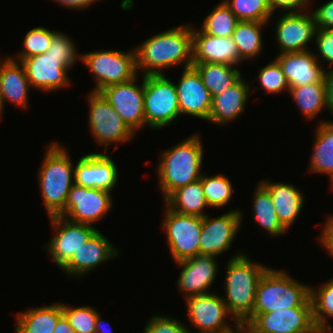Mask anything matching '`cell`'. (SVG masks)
Masks as SVG:
<instances>
[{
	"instance_id": "cell-19",
	"label": "cell",
	"mask_w": 333,
	"mask_h": 333,
	"mask_svg": "<svg viewBox=\"0 0 333 333\" xmlns=\"http://www.w3.org/2000/svg\"><path fill=\"white\" fill-rule=\"evenodd\" d=\"M118 170L108 153L91 152L82 156L75 164L74 183L112 192L117 185Z\"/></svg>"
},
{
	"instance_id": "cell-46",
	"label": "cell",
	"mask_w": 333,
	"mask_h": 333,
	"mask_svg": "<svg viewBox=\"0 0 333 333\" xmlns=\"http://www.w3.org/2000/svg\"><path fill=\"white\" fill-rule=\"evenodd\" d=\"M323 231H321L319 244L326 249V251L333 256V215H329L324 222Z\"/></svg>"
},
{
	"instance_id": "cell-5",
	"label": "cell",
	"mask_w": 333,
	"mask_h": 333,
	"mask_svg": "<svg viewBox=\"0 0 333 333\" xmlns=\"http://www.w3.org/2000/svg\"><path fill=\"white\" fill-rule=\"evenodd\" d=\"M59 142L50 143L38 171V184L48 217L59 215L65 208L74 184V166L69 150Z\"/></svg>"
},
{
	"instance_id": "cell-2",
	"label": "cell",
	"mask_w": 333,
	"mask_h": 333,
	"mask_svg": "<svg viewBox=\"0 0 333 333\" xmlns=\"http://www.w3.org/2000/svg\"><path fill=\"white\" fill-rule=\"evenodd\" d=\"M201 139L196 133L160 153L157 178L164 200L178 188L200 180L204 173Z\"/></svg>"
},
{
	"instance_id": "cell-29",
	"label": "cell",
	"mask_w": 333,
	"mask_h": 333,
	"mask_svg": "<svg viewBox=\"0 0 333 333\" xmlns=\"http://www.w3.org/2000/svg\"><path fill=\"white\" fill-rule=\"evenodd\" d=\"M164 205L169 209L186 215L204 217L207 213L204 209L208 207L203 193L201 180L187 184L172 192L165 200Z\"/></svg>"
},
{
	"instance_id": "cell-13",
	"label": "cell",
	"mask_w": 333,
	"mask_h": 333,
	"mask_svg": "<svg viewBox=\"0 0 333 333\" xmlns=\"http://www.w3.org/2000/svg\"><path fill=\"white\" fill-rule=\"evenodd\" d=\"M49 219L55 235L44 248L60 269L98 229L88 224L69 221L59 215L50 216Z\"/></svg>"
},
{
	"instance_id": "cell-40",
	"label": "cell",
	"mask_w": 333,
	"mask_h": 333,
	"mask_svg": "<svg viewBox=\"0 0 333 333\" xmlns=\"http://www.w3.org/2000/svg\"><path fill=\"white\" fill-rule=\"evenodd\" d=\"M260 88L266 93H280L282 91H289L290 84L285 77L283 70L276 59L271 63L261 68L258 75Z\"/></svg>"
},
{
	"instance_id": "cell-24",
	"label": "cell",
	"mask_w": 333,
	"mask_h": 333,
	"mask_svg": "<svg viewBox=\"0 0 333 333\" xmlns=\"http://www.w3.org/2000/svg\"><path fill=\"white\" fill-rule=\"evenodd\" d=\"M254 88L242 77L230 88L212 97L208 122L226 125L236 120L245 110L249 93Z\"/></svg>"
},
{
	"instance_id": "cell-39",
	"label": "cell",
	"mask_w": 333,
	"mask_h": 333,
	"mask_svg": "<svg viewBox=\"0 0 333 333\" xmlns=\"http://www.w3.org/2000/svg\"><path fill=\"white\" fill-rule=\"evenodd\" d=\"M61 306L63 314L76 333H95L98 310L88 305L72 307L61 303Z\"/></svg>"
},
{
	"instance_id": "cell-33",
	"label": "cell",
	"mask_w": 333,
	"mask_h": 333,
	"mask_svg": "<svg viewBox=\"0 0 333 333\" xmlns=\"http://www.w3.org/2000/svg\"><path fill=\"white\" fill-rule=\"evenodd\" d=\"M268 22L238 21L232 34L240 59L253 60L263 50L262 27Z\"/></svg>"
},
{
	"instance_id": "cell-36",
	"label": "cell",
	"mask_w": 333,
	"mask_h": 333,
	"mask_svg": "<svg viewBox=\"0 0 333 333\" xmlns=\"http://www.w3.org/2000/svg\"><path fill=\"white\" fill-rule=\"evenodd\" d=\"M200 180L208 207H223L232 199L234 188L227 177L219 174L208 176L203 173Z\"/></svg>"
},
{
	"instance_id": "cell-30",
	"label": "cell",
	"mask_w": 333,
	"mask_h": 333,
	"mask_svg": "<svg viewBox=\"0 0 333 333\" xmlns=\"http://www.w3.org/2000/svg\"><path fill=\"white\" fill-rule=\"evenodd\" d=\"M192 66L200 74L212 97L230 88L242 77L240 70L232 65L193 63Z\"/></svg>"
},
{
	"instance_id": "cell-23",
	"label": "cell",
	"mask_w": 333,
	"mask_h": 333,
	"mask_svg": "<svg viewBox=\"0 0 333 333\" xmlns=\"http://www.w3.org/2000/svg\"><path fill=\"white\" fill-rule=\"evenodd\" d=\"M318 55L310 50L277 54L275 58L280 64L290 87L321 82L325 68H322Z\"/></svg>"
},
{
	"instance_id": "cell-51",
	"label": "cell",
	"mask_w": 333,
	"mask_h": 333,
	"mask_svg": "<svg viewBox=\"0 0 333 333\" xmlns=\"http://www.w3.org/2000/svg\"><path fill=\"white\" fill-rule=\"evenodd\" d=\"M318 333H333V326L331 324L320 327L317 329Z\"/></svg>"
},
{
	"instance_id": "cell-12",
	"label": "cell",
	"mask_w": 333,
	"mask_h": 333,
	"mask_svg": "<svg viewBox=\"0 0 333 333\" xmlns=\"http://www.w3.org/2000/svg\"><path fill=\"white\" fill-rule=\"evenodd\" d=\"M243 333H318L312 307H292L258 314Z\"/></svg>"
},
{
	"instance_id": "cell-50",
	"label": "cell",
	"mask_w": 333,
	"mask_h": 333,
	"mask_svg": "<svg viewBox=\"0 0 333 333\" xmlns=\"http://www.w3.org/2000/svg\"><path fill=\"white\" fill-rule=\"evenodd\" d=\"M103 321L101 319V314L98 313L97 319H96V331L95 333H113L111 329H109L108 327L111 325L109 324V322L106 321V325L108 324L109 326H105V324H103Z\"/></svg>"
},
{
	"instance_id": "cell-17",
	"label": "cell",
	"mask_w": 333,
	"mask_h": 333,
	"mask_svg": "<svg viewBox=\"0 0 333 333\" xmlns=\"http://www.w3.org/2000/svg\"><path fill=\"white\" fill-rule=\"evenodd\" d=\"M316 23L313 13H284L277 20L275 39L280 53L302 52L315 37Z\"/></svg>"
},
{
	"instance_id": "cell-21",
	"label": "cell",
	"mask_w": 333,
	"mask_h": 333,
	"mask_svg": "<svg viewBox=\"0 0 333 333\" xmlns=\"http://www.w3.org/2000/svg\"><path fill=\"white\" fill-rule=\"evenodd\" d=\"M175 86L180 114L207 121L211 110L212 96L203 84L198 71L193 66L184 68L181 78Z\"/></svg>"
},
{
	"instance_id": "cell-27",
	"label": "cell",
	"mask_w": 333,
	"mask_h": 333,
	"mask_svg": "<svg viewBox=\"0 0 333 333\" xmlns=\"http://www.w3.org/2000/svg\"><path fill=\"white\" fill-rule=\"evenodd\" d=\"M62 315L60 302L29 308L16 315L14 333H53Z\"/></svg>"
},
{
	"instance_id": "cell-44",
	"label": "cell",
	"mask_w": 333,
	"mask_h": 333,
	"mask_svg": "<svg viewBox=\"0 0 333 333\" xmlns=\"http://www.w3.org/2000/svg\"><path fill=\"white\" fill-rule=\"evenodd\" d=\"M272 13L277 10L285 13L304 12L311 6L312 0H268ZM304 10V11H303Z\"/></svg>"
},
{
	"instance_id": "cell-15",
	"label": "cell",
	"mask_w": 333,
	"mask_h": 333,
	"mask_svg": "<svg viewBox=\"0 0 333 333\" xmlns=\"http://www.w3.org/2000/svg\"><path fill=\"white\" fill-rule=\"evenodd\" d=\"M241 210H230L214 219L209 215L202 218V231L199 239V254L217 258L227 251L241 228Z\"/></svg>"
},
{
	"instance_id": "cell-41",
	"label": "cell",
	"mask_w": 333,
	"mask_h": 333,
	"mask_svg": "<svg viewBox=\"0 0 333 333\" xmlns=\"http://www.w3.org/2000/svg\"><path fill=\"white\" fill-rule=\"evenodd\" d=\"M47 54L55 57H62L70 67H73L77 60H81V53L78 54L75 43L70 37H68V35H65V33L62 32H57L53 36Z\"/></svg>"
},
{
	"instance_id": "cell-37",
	"label": "cell",
	"mask_w": 333,
	"mask_h": 333,
	"mask_svg": "<svg viewBox=\"0 0 333 333\" xmlns=\"http://www.w3.org/2000/svg\"><path fill=\"white\" fill-rule=\"evenodd\" d=\"M238 21L269 22L272 15L268 0H223Z\"/></svg>"
},
{
	"instance_id": "cell-45",
	"label": "cell",
	"mask_w": 333,
	"mask_h": 333,
	"mask_svg": "<svg viewBox=\"0 0 333 333\" xmlns=\"http://www.w3.org/2000/svg\"><path fill=\"white\" fill-rule=\"evenodd\" d=\"M317 29L333 30V0L326 2L313 11Z\"/></svg>"
},
{
	"instance_id": "cell-35",
	"label": "cell",
	"mask_w": 333,
	"mask_h": 333,
	"mask_svg": "<svg viewBox=\"0 0 333 333\" xmlns=\"http://www.w3.org/2000/svg\"><path fill=\"white\" fill-rule=\"evenodd\" d=\"M310 298L315 327L318 329L329 325L328 317L333 318V278L318 289L310 287Z\"/></svg>"
},
{
	"instance_id": "cell-49",
	"label": "cell",
	"mask_w": 333,
	"mask_h": 333,
	"mask_svg": "<svg viewBox=\"0 0 333 333\" xmlns=\"http://www.w3.org/2000/svg\"><path fill=\"white\" fill-rule=\"evenodd\" d=\"M53 333H76V332L73 330V328L69 324L68 319L63 314L59 318V320L57 322V325H56L55 330H54Z\"/></svg>"
},
{
	"instance_id": "cell-4",
	"label": "cell",
	"mask_w": 333,
	"mask_h": 333,
	"mask_svg": "<svg viewBox=\"0 0 333 333\" xmlns=\"http://www.w3.org/2000/svg\"><path fill=\"white\" fill-rule=\"evenodd\" d=\"M310 287L293 279L287 271L269 267L258 283L253 313L241 325L242 330L258 314L292 307H312Z\"/></svg>"
},
{
	"instance_id": "cell-32",
	"label": "cell",
	"mask_w": 333,
	"mask_h": 333,
	"mask_svg": "<svg viewBox=\"0 0 333 333\" xmlns=\"http://www.w3.org/2000/svg\"><path fill=\"white\" fill-rule=\"evenodd\" d=\"M288 93L307 120L313 119L327 109L326 83L321 82L290 87Z\"/></svg>"
},
{
	"instance_id": "cell-47",
	"label": "cell",
	"mask_w": 333,
	"mask_h": 333,
	"mask_svg": "<svg viewBox=\"0 0 333 333\" xmlns=\"http://www.w3.org/2000/svg\"><path fill=\"white\" fill-rule=\"evenodd\" d=\"M329 69L327 70L326 67L324 71V80L326 83L327 110H329L333 116V68Z\"/></svg>"
},
{
	"instance_id": "cell-18",
	"label": "cell",
	"mask_w": 333,
	"mask_h": 333,
	"mask_svg": "<svg viewBox=\"0 0 333 333\" xmlns=\"http://www.w3.org/2000/svg\"><path fill=\"white\" fill-rule=\"evenodd\" d=\"M175 264L182 268L177 280V288L179 292L183 293L185 299L211 293L209 288L212 286L219 270L216 257L197 254L175 262Z\"/></svg>"
},
{
	"instance_id": "cell-43",
	"label": "cell",
	"mask_w": 333,
	"mask_h": 333,
	"mask_svg": "<svg viewBox=\"0 0 333 333\" xmlns=\"http://www.w3.org/2000/svg\"><path fill=\"white\" fill-rule=\"evenodd\" d=\"M315 43L317 51L322 59L327 61L329 65H333V30L331 29H316Z\"/></svg>"
},
{
	"instance_id": "cell-14",
	"label": "cell",
	"mask_w": 333,
	"mask_h": 333,
	"mask_svg": "<svg viewBox=\"0 0 333 333\" xmlns=\"http://www.w3.org/2000/svg\"><path fill=\"white\" fill-rule=\"evenodd\" d=\"M141 86L137 76L130 81L105 87L100 91L109 104L121 116L130 129L136 133L146 126L144 115V76Z\"/></svg>"
},
{
	"instance_id": "cell-9",
	"label": "cell",
	"mask_w": 333,
	"mask_h": 333,
	"mask_svg": "<svg viewBox=\"0 0 333 333\" xmlns=\"http://www.w3.org/2000/svg\"><path fill=\"white\" fill-rule=\"evenodd\" d=\"M211 292L188 297L185 300L189 324L197 328V333H242L241 325L229 315L222 296ZM233 319V327L227 318Z\"/></svg>"
},
{
	"instance_id": "cell-25",
	"label": "cell",
	"mask_w": 333,
	"mask_h": 333,
	"mask_svg": "<svg viewBox=\"0 0 333 333\" xmlns=\"http://www.w3.org/2000/svg\"><path fill=\"white\" fill-rule=\"evenodd\" d=\"M29 88L32 89L24 66L10 56L0 58V95L4 104L9 101L22 109L28 107Z\"/></svg>"
},
{
	"instance_id": "cell-16",
	"label": "cell",
	"mask_w": 333,
	"mask_h": 333,
	"mask_svg": "<svg viewBox=\"0 0 333 333\" xmlns=\"http://www.w3.org/2000/svg\"><path fill=\"white\" fill-rule=\"evenodd\" d=\"M26 76L32 88L46 92L60 90L71 83L68 76L70 66L62 59L47 52L22 59Z\"/></svg>"
},
{
	"instance_id": "cell-11",
	"label": "cell",
	"mask_w": 333,
	"mask_h": 333,
	"mask_svg": "<svg viewBox=\"0 0 333 333\" xmlns=\"http://www.w3.org/2000/svg\"><path fill=\"white\" fill-rule=\"evenodd\" d=\"M111 192L73 184L64 210L59 214L69 221L93 226L112 209Z\"/></svg>"
},
{
	"instance_id": "cell-22",
	"label": "cell",
	"mask_w": 333,
	"mask_h": 333,
	"mask_svg": "<svg viewBox=\"0 0 333 333\" xmlns=\"http://www.w3.org/2000/svg\"><path fill=\"white\" fill-rule=\"evenodd\" d=\"M193 63H215L236 66L242 60L232 36L218 37L192 25Z\"/></svg>"
},
{
	"instance_id": "cell-28",
	"label": "cell",
	"mask_w": 333,
	"mask_h": 333,
	"mask_svg": "<svg viewBox=\"0 0 333 333\" xmlns=\"http://www.w3.org/2000/svg\"><path fill=\"white\" fill-rule=\"evenodd\" d=\"M317 125L308 171L328 175L333 185V120Z\"/></svg>"
},
{
	"instance_id": "cell-10",
	"label": "cell",
	"mask_w": 333,
	"mask_h": 333,
	"mask_svg": "<svg viewBox=\"0 0 333 333\" xmlns=\"http://www.w3.org/2000/svg\"><path fill=\"white\" fill-rule=\"evenodd\" d=\"M164 221L161 225L174 262L199 254V239L202 217L177 213L164 206Z\"/></svg>"
},
{
	"instance_id": "cell-26",
	"label": "cell",
	"mask_w": 333,
	"mask_h": 333,
	"mask_svg": "<svg viewBox=\"0 0 333 333\" xmlns=\"http://www.w3.org/2000/svg\"><path fill=\"white\" fill-rule=\"evenodd\" d=\"M263 179L260 183L269 191L279 221L289 230L304 206V195L292 184L270 182Z\"/></svg>"
},
{
	"instance_id": "cell-38",
	"label": "cell",
	"mask_w": 333,
	"mask_h": 333,
	"mask_svg": "<svg viewBox=\"0 0 333 333\" xmlns=\"http://www.w3.org/2000/svg\"><path fill=\"white\" fill-rule=\"evenodd\" d=\"M58 31H51L44 27H35L29 30L24 39H23V51L18 52L15 58L12 56L11 58L15 61L20 62L22 59H26L28 57H33L36 55L43 54L47 52L48 48L51 45L53 36Z\"/></svg>"
},
{
	"instance_id": "cell-31",
	"label": "cell",
	"mask_w": 333,
	"mask_h": 333,
	"mask_svg": "<svg viewBox=\"0 0 333 333\" xmlns=\"http://www.w3.org/2000/svg\"><path fill=\"white\" fill-rule=\"evenodd\" d=\"M258 186L255 188L253 201H252V210L253 218L256 223L261 226L267 234L269 233L272 236H280L286 233L288 230L282 225L279 221L273 200L269 191L258 182Z\"/></svg>"
},
{
	"instance_id": "cell-34",
	"label": "cell",
	"mask_w": 333,
	"mask_h": 333,
	"mask_svg": "<svg viewBox=\"0 0 333 333\" xmlns=\"http://www.w3.org/2000/svg\"><path fill=\"white\" fill-rule=\"evenodd\" d=\"M238 22L235 14L223 0L204 18L201 30L209 35L230 37Z\"/></svg>"
},
{
	"instance_id": "cell-8",
	"label": "cell",
	"mask_w": 333,
	"mask_h": 333,
	"mask_svg": "<svg viewBox=\"0 0 333 333\" xmlns=\"http://www.w3.org/2000/svg\"><path fill=\"white\" fill-rule=\"evenodd\" d=\"M89 106V129L98 145H105L104 152L112 143L131 141L135 133L109 104L100 92L90 91L87 95Z\"/></svg>"
},
{
	"instance_id": "cell-20",
	"label": "cell",
	"mask_w": 333,
	"mask_h": 333,
	"mask_svg": "<svg viewBox=\"0 0 333 333\" xmlns=\"http://www.w3.org/2000/svg\"><path fill=\"white\" fill-rule=\"evenodd\" d=\"M118 254L114 244L97 230L60 269L70 277L81 278Z\"/></svg>"
},
{
	"instance_id": "cell-42",
	"label": "cell",
	"mask_w": 333,
	"mask_h": 333,
	"mask_svg": "<svg viewBox=\"0 0 333 333\" xmlns=\"http://www.w3.org/2000/svg\"><path fill=\"white\" fill-rule=\"evenodd\" d=\"M143 333H190L192 332L179 319L172 316L154 315L147 320Z\"/></svg>"
},
{
	"instance_id": "cell-3",
	"label": "cell",
	"mask_w": 333,
	"mask_h": 333,
	"mask_svg": "<svg viewBox=\"0 0 333 333\" xmlns=\"http://www.w3.org/2000/svg\"><path fill=\"white\" fill-rule=\"evenodd\" d=\"M239 252L227 261L226 296L222 299L230 315L242 325L253 313L258 283L269 267L253 263L246 253Z\"/></svg>"
},
{
	"instance_id": "cell-48",
	"label": "cell",
	"mask_w": 333,
	"mask_h": 333,
	"mask_svg": "<svg viewBox=\"0 0 333 333\" xmlns=\"http://www.w3.org/2000/svg\"><path fill=\"white\" fill-rule=\"evenodd\" d=\"M54 2L62 5L63 7L72 9V10H81L90 7V5L96 3L100 0H53Z\"/></svg>"
},
{
	"instance_id": "cell-1",
	"label": "cell",
	"mask_w": 333,
	"mask_h": 333,
	"mask_svg": "<svg viewBox=\"0 0 333 333\" xmlns=\"http://www.w3.org/2000/svg\"><path fill=\"white\" fill-rule=\"evenodd\" d=\"M138 74L162 75L167 68L193 65V31L191 25H181L157 33L134 47ZM163 70V71H162ZM140 71V72H139Z\"/></svg>"
},
{
	"instance_id": "cell-6",
	"label": "cell",
	"mask_w": 333,
	"mask_h": 333,
	"mask_svg": "<svg viewBox=\"0 0 333 333\" xmlns=\"http://www.w3.org/2000/svg\"><path fill=\"white\" fill-rule=\"evenodd\" d=\"M81 61L92 71L96 83L93 92L107 86L124 83L138 76L135 49L129 52L98 50L81 53Z\"/></svg>"
},
{
	"instance_id": "cell-52",
	"label": "cell",
	"mask_w": 333,
	"mask_h": 333,
	"mask_svg": "<svg viewBox=\"0 0 333 333\" xmlns=\"http://www.w3.org/2000/svg\"><path fill=\"white\" fill-rule=\"evenodd\" d=\"M3 108H4V101L2 99V96L0 95V119L2 118V112H3Z\"/></svg>"
},
{
	"instance_id": "cell-7",
	"label": "cell",
	"mask_w": 333,
	"mask_h": 333,
	"mask_svg": "<svg viewBox=\"0 0 333 333\" xmlns=\"http://www.w3.org/2000/svg\"><path fill=\"white\" fill-rule=\"evenodd\" d=\"M144 115L146 125L155 130L181 115L176 86L166 75L144 76Z\"/></svg>"
}]
</instances>
